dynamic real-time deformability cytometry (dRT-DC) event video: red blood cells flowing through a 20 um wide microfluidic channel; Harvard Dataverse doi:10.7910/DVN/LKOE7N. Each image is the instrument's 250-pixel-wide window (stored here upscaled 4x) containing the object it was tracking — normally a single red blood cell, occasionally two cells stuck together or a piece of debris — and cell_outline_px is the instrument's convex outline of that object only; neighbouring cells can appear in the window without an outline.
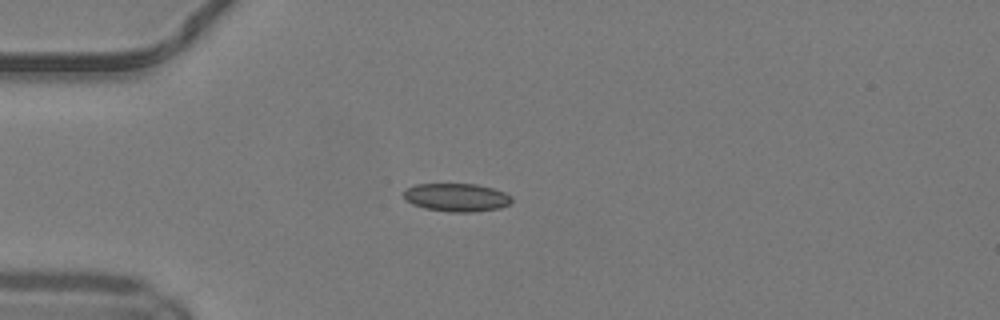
{"species": "common noctule bat (a hibernating species)", "species_latin": "Nyctalus noctula", "temperature_condition": "warm", "stored_images_in_passage": 37, "camera_frame_rate_fps": 3000, "um_per_image_px": 0.085, "animal": {"sex": "male", "body_mass_g": 19.2, "forearm_length_mm": 51.8}, "frame": {"image": 1, "passage_image": 1, "time_ms": 0.0, "image_size_px": [1000, 320], "cell_outline_px": [[512, 200], [508, 204], [500, 208], [472, 212], [452, 212], [424, 208], [412, 204], [404, 200], [404, 188], [416, 184], [476, 184], [492, 188], [504, 192], [512, 196]], "centroid_in_image_um": [38.78, 16.78], "position_along_channel_um": 46.2, "area_um2": 17.8}}
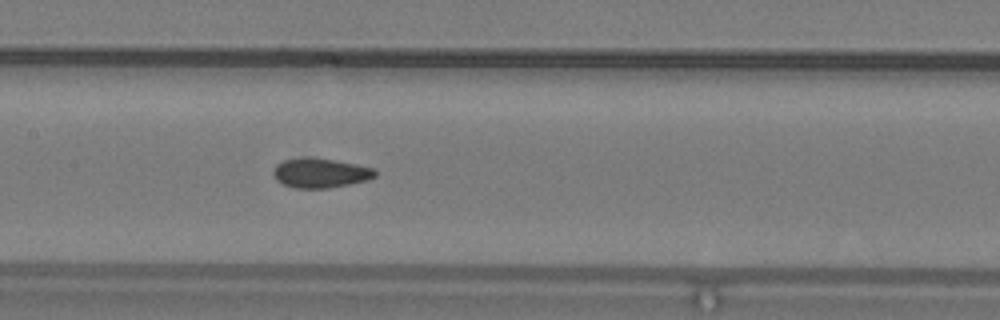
{"frame": {"image": 2, "passage_image": 12, "time_ms": 3.667, "image_size_px": [1000, 320], "cell_outline_px": [[376, 176], [368, 180], [328, 188], [296, 188], [284, 184], [276, 180], [272, 172], [276, 164], [284, 160], [304, 156], [308, 156], [336, 160], [376, 168]], "centroid_in_image_um": [27.23, 14.68], "position_along_channel_um": 180.2, "area_um2": 17.74}}
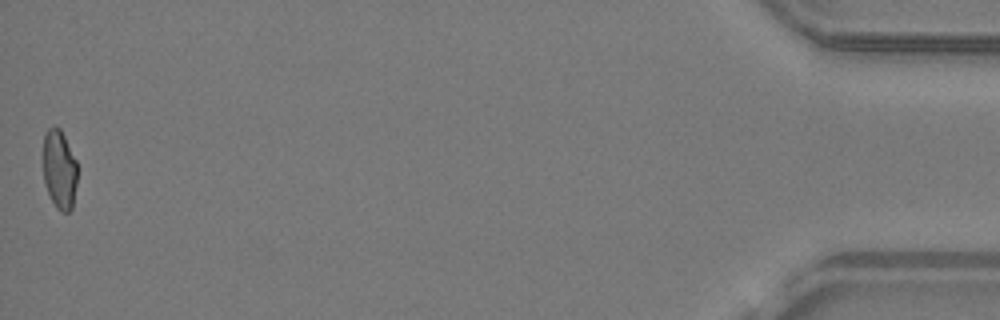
{"frame": {"image": 3, "passage_image": 37, "time_ms": 12.0, "image_size_px": [1000, 320], "cell_outline_px": [[76, 184], [72, 208], [68, 212], [60, 212], [56, 208], [44, 184], [40, 156], [44, 132], [48, 128], [60, 128], [76, 160]], "centroid_in_image_um": [4.98, 14.38], "position_along_channel_um": 430.2, "area_um2": 16.3}, "authors_computed_cell_mechanics": {"area_um2": 16.9932, "velocity_mm_per_s": 4.1749, "shape_relaxation_time_tau1_ms": 9.2677, "shape_relaxation_time_tau2_ms": 1.3957, "deformation_change_tau1": 0.187, "deformation_change_tau2": 0.0747}}